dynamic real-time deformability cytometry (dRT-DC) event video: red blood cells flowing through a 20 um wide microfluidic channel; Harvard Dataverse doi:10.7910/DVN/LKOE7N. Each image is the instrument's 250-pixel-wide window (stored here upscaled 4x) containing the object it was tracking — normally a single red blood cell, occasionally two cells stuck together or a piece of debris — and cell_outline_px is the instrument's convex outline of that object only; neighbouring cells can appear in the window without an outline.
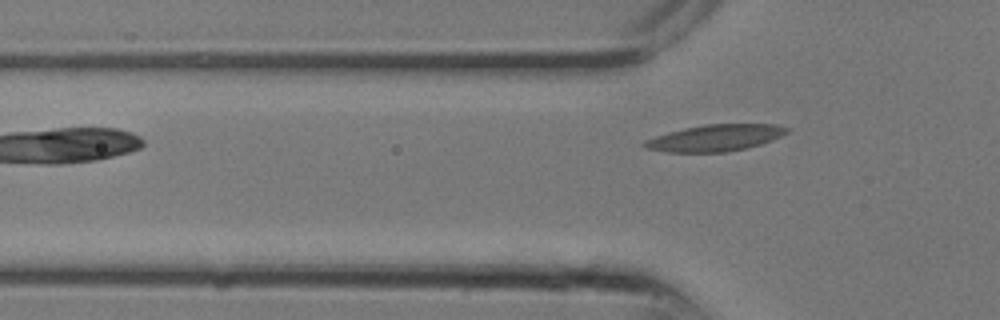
{"species": "common noctule bat (a hibernating species)", "species_latin": "Nyctalus noctula", "temperature_condition": "room temperature", "stored_images_in_passage": 3, "camera_frame_rate_fps": 3000, "um_per_image_px": 0.085, "animal": {"sex": "male", "body_mass_g": 13.3}, "frame": {"image": 1, "passage_image": 3, "time_ms": 0.667, "image_size_px": [1000, 320], "cell_outline_px": [[788, 132], [780, 136], [760, 144], [748, 148], [724, 152], [668, 152], [648, 148], [640, 144], [644, 140], [668, 132], [684, 128], [704, 124], [776, 124], [788, 128]], "centroid_in_image_um": [60.78, 11.71], "position_along_channel_um": 65.0, "area_um2": 21.91}}